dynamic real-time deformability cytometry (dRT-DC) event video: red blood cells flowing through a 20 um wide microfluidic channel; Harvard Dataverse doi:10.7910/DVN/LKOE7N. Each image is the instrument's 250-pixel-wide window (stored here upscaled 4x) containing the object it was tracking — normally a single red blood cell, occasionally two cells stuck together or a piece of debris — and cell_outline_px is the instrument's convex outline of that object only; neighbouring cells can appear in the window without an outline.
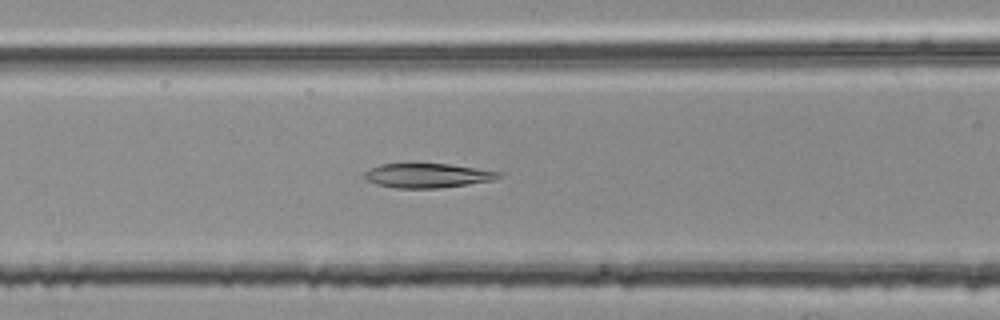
{"species": "common noctule bat (a hibernating species)", "species_latin": "Nyctalus noctula", "temperature_condition": "room temperature", "stored_images_in_passage": 51, "camera_frame_rate_fps": 3000, "um_per_image_px": 0.085, "animal": {"sex": "female", "body_mass_g": 25.1}, "frame": {"image": 1, "passage_image": 19, "time_ms": 6.0, "image_size_px": [1000, 320], "cell_outline_px": [[504, 176], [492, 180], [468, 184], [440, 188], [396, 188], [376, 184], [368, 180], [364, 176], [364, 172], [380, 164], [448, 164], [504, 172]], "centroid_in_image_um": [36.39, 14.92], "position_along_channel_um": 130.2, "area_um2": 18.96}}
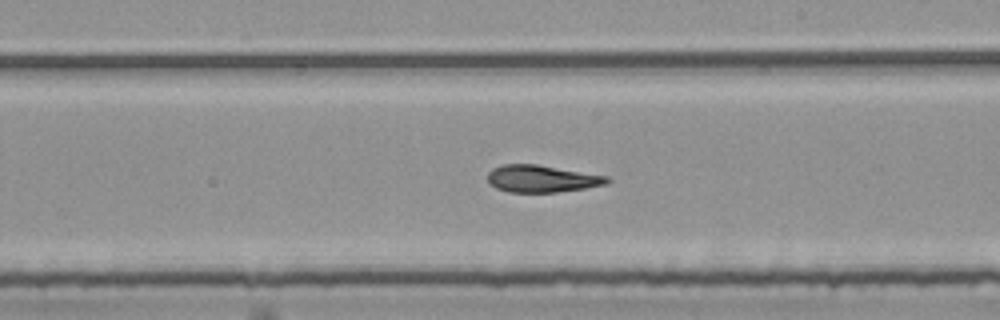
{"frame": {"image": 2, "passage_image": 28, "time_ms": 9.0, "image_size_px": [1000, 320], "cell_outline_px": [[612, 180], [608, 184], [584, 188], [556, 192], [508, 192], [496, 188], [488, 180], [488, 172], [492, 168], [504, 164], [536, 164], [608, 176]], "centroid_in_image_um": [46.07, 15.19], "position_along_channel_um": 242.9, "area_um2": 18.84}}
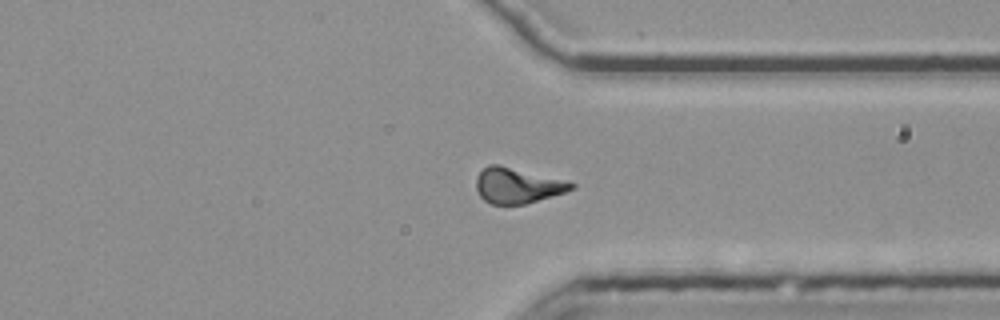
{"frame": {"image": 3, "passage_image": 38, "time_ms": 12.333, "image_size_px": [1000, 320], "cell_outline_px": [[576, 188], [564, 192], [524, 204], [492, 204], [484, 200], [480, 196], [476, 188], [476, 176], [488, 164], [500, 164], [568, 180], [576, 184]], "centroid_in_image_um": [43.99, 15.74], "position_along_channel_um": 367.4, "area_um2": 19.83}, "authors_computed_cell_mechanics": {"area_um2": 19.4786, "velocity_mm_per_s": 3.7606, "shape_relaxation_time_tau1_ms": null, "shape_relaxation_time_tau2_ms": 3.5577, "deformation_change_tau1": null, "deformation_change_tau2": 0.119}}